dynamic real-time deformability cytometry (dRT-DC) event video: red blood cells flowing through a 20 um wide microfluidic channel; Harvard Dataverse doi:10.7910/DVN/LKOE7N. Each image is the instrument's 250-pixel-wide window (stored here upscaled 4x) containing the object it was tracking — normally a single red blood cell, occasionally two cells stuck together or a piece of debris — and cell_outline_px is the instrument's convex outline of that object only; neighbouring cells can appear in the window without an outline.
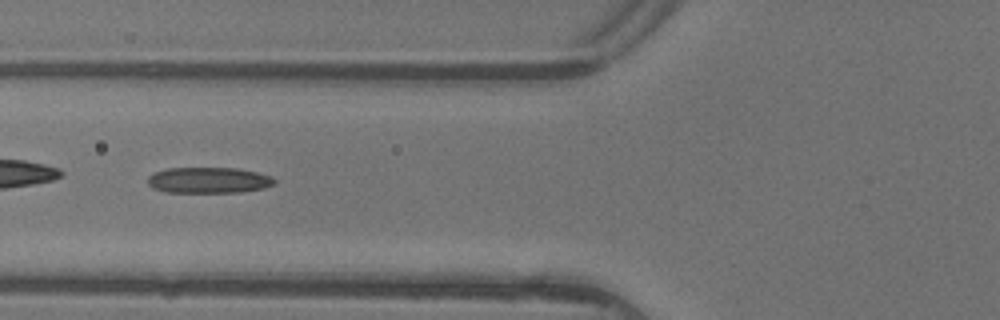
{"species": "common noctule bat (a hibernating species)", "species_latin": "Nyctalus noctula", "temperature_condition": "warm", "stored_images_in_passage": 4, "camera_frame_rate_fps": 3000, "um_per_image_px": 0.085, "animal": {"sex": "female"}, "frame": {"image": 1, "passage_image": 4, "time_ms": 1.0, "image_size_px": [1000, 320], "cell_outline_px": [[276, 184], [264, 188], [240, 192], [168, 192], [152, 188], [148, 184], [148, 176], [156, 172], [168, 168], [236, 168], [256, 172], [272, 176], [276, 180]], "centroid_in_image_um": [17.76, 15.32], "position_along_channel_um": 108.0, "area_um2": 19.13}}